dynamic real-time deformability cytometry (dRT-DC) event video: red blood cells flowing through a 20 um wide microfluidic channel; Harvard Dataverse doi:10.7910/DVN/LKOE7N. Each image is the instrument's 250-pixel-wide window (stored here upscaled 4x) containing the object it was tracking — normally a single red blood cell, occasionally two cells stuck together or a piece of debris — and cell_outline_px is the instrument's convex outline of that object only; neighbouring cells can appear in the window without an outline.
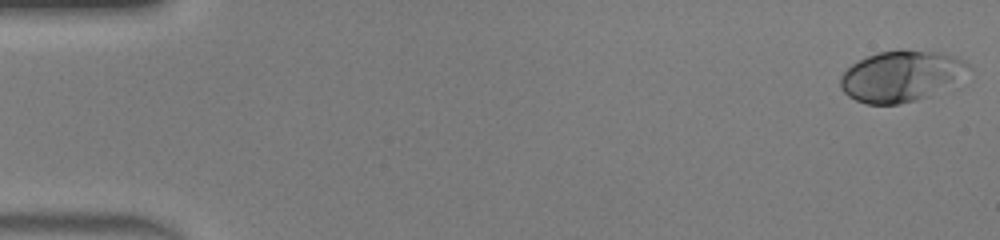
{"species": "human", "species_latin": "Homo sapiens", "temperature_condition": "warm", "stored_images_in_passage": 47, "camera_frame_rate_fps": 3000, "um_per_image_px": 0.085, "donor": {"sex": "male"}, "frame": {"image": 1, "passage_image": 1, "time_ms": 0.0, "image_size_px": [1000, 240], "cell_outline_px": [[972, 68], [928, 96], [916, 100], [900, 104], [868, 104], [856, 100], [848, 96], [840, 88], [840, 76], [852, 64], [876, 52], [900, 48], [936, 52], [956, 56], [964, 60]], "centroid_in_image_um": [76.53, 6.44], "position_along_channel_um": 8.5, "area_um2": 37.57}}
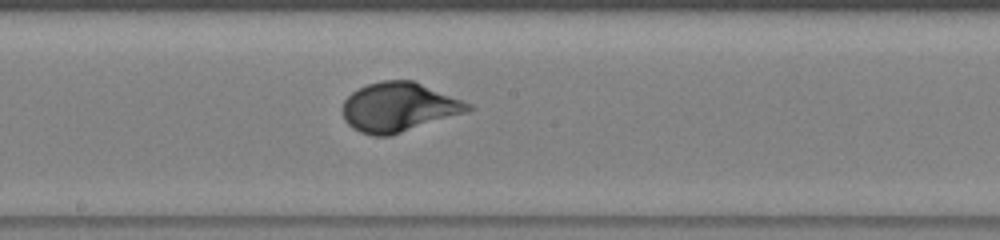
{"frame": {"image": 2, "passage_image": 26, "time_ms": 8.333, "image_size_px": [1000, 240], "cell_outline_px": [[476, 108], [468, 112], [388, 136], [372, 136], [360, 132], [352, 128], [344, 120], [344, 100], [352, 92], [368, 84], [384, 80], [412, 80], [472, 104]], "centroid_in_image_um": [33.91, 9.11], "position_along_channel_um": 214.3, "area_um2": 35.72}}
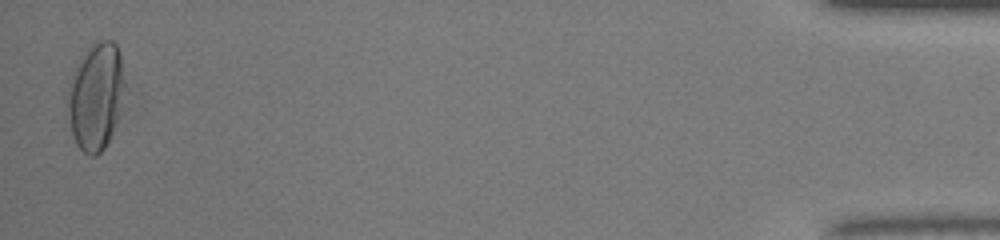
{"frame": {"image": 3, "passage_image": 47, "time_ms": 15.333, "image_size_px": [1000, 240], "cell_outline_px": [[128, 88], [112, 136], [104, 148], [96, 156], [88, 156], [76, 144], [72, 136], [64, 100], [76, 64], [80, 56], [96, 40], [112, 40], [116, 44], [120, 52]], "centroid_in_image_um": [8.17, 8.18], "position_along_channel_um": 427.0, "area_um2": 37.17}, "authors_computed_cell_mechanics": {"area_um2": 35.4892, "velocity_mm_per_s": 4.3172, "shape_relaxation_time_tau1_ms": 3.8359, "shape_relaxation_time_tau2_ms": null, "deformation_change_tau1": 0.1933, "deformation_change_tau2": null}}